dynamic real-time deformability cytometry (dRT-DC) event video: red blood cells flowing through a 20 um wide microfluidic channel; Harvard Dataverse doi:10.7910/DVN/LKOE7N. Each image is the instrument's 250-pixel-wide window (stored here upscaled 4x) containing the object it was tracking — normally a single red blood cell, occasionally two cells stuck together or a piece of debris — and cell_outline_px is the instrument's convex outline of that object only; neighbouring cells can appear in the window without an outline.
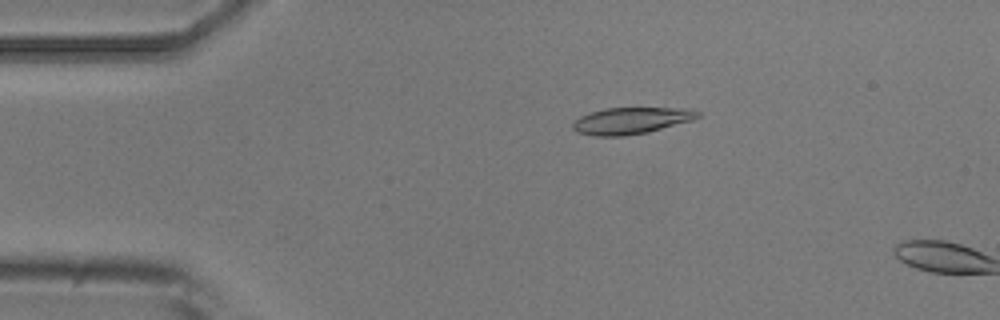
{"species": "common noctule bat (a hibernating species)", "species_latin": "Nyctalus noctula", "temperature_condition": "room temperature", "stored_images_in_passage": 4, "camera_frame_rate_fps": 3000, "um_per_image_px": 0.085, "animal": {"sex": "male", "body_mass_g": 20.5, "forearm_length_mm": 52.5}, "frame": {"image": 1, "passage_image": 3, "time_ms": 2.0, "image_size_px": [1000, 320], "cell_outline_px": [[700, 116], [692, 120], [648, 132], [624, 136], [592, 136], [576, 132], [572, 128], [572, 124], [580, 116], [604, 108], [692, 108], [700, 112]], "centroid_in_image_um": [53.65, 10.25], "position_along_channel_um": 31.4, "area_um2": 19.42}}